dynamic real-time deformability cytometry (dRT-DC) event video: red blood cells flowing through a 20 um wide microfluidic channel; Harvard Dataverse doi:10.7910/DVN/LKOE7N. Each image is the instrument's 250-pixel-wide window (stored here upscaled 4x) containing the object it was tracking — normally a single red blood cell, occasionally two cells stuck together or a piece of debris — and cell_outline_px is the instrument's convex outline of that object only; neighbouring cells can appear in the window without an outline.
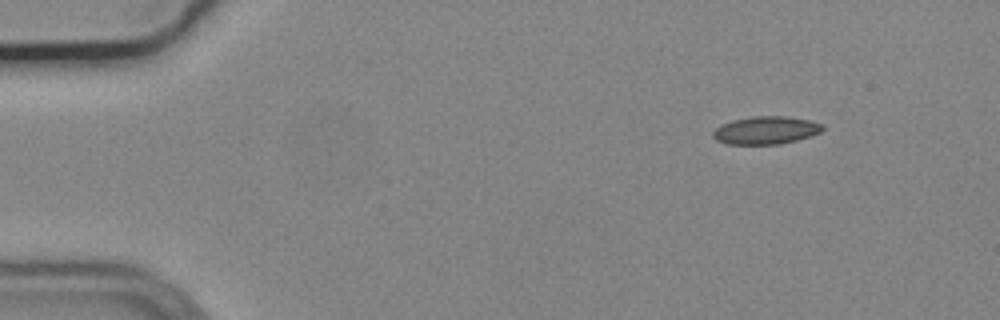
{"species": "common noctule bat (a hibernating species)", "species_latin": "Nyctalus noctula", "temperature_condition": "cold", "stored_images_in_passage": 40, "camera_frame_rate_fps": 3000, "um_per_image_px": 0.085, "animal": {"sex": "male", "body_mass_g": 19.2, "forearm_length_mm": 51.8}, "frame": {"image": 1, "passage_image": 1, "time_ms": 0.0, "image_size_px": [1000, 320], "cell_outline_px": [[824, 128], [820, 132], [812, 136], [780, 144], [724, 144], [716, 140], [712, 136], [712, 132], [716, 128], [732, 120], [752, 116], [784, 116], [808, 120], [824, 124]], "centroid_in_image_um": [65.1, 11.08], "position_along_channel_um": 19.9, "area_um2": 17.8}}
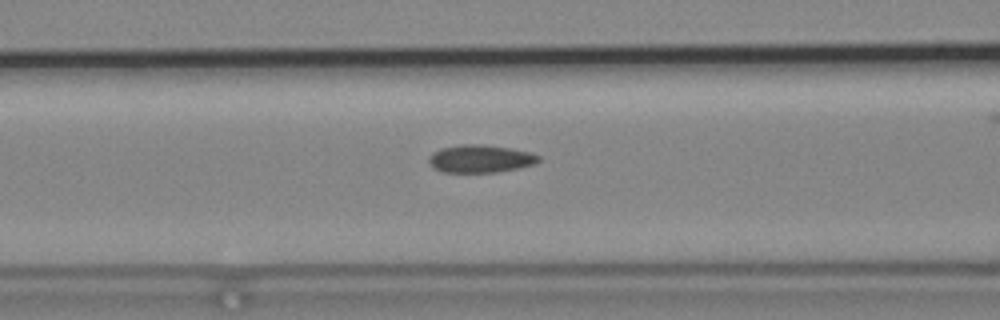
{"frame": {"image": 2, "passage_image": 17, "time_ms": 5.333, "image_size_px": [1000, 320], "cell_outline_px": [[540, 160], [536, 164], [496, 172], [444, 172], [432, 168], [428, 160], [428, 156], [432, 152], [440, 148], [460, 144], [484, 144], [512, 148], [528, 152], [540, 156]], "centroid_in_image_um": [40.79, 13.48], "position_along_channel_um": 125.8, "area_um2": 17.92}}
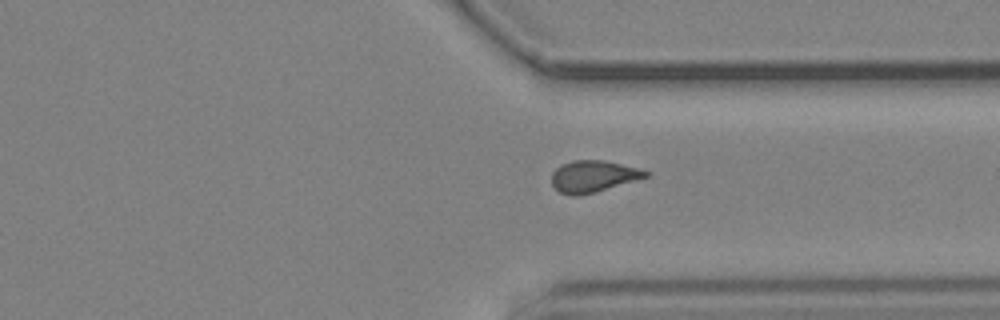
{"frame": {"image": 3, "passage_image": 36, "time_ms": 11.667, "image_size_px": [1000, 320], "cell_outline_px": [[652, 176], [596, 192], [576, 196], [572, 196], [560, 192], [552, 184], [552, 172], [560, 164], [572, 160], [604, 160], [652, 172]], "centroid_in_image_um": [50.45, 14.99], "position_along_channel_um": 360.9, "area_um2": 17.51}}